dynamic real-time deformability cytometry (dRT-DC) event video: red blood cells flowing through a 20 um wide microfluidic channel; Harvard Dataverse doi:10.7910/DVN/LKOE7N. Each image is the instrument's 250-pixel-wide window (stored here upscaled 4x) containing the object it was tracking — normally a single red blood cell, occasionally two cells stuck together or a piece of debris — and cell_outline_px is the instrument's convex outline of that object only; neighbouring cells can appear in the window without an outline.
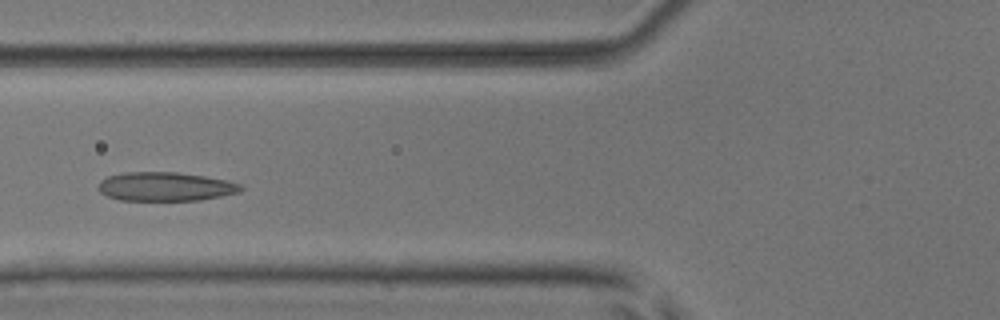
{"species": "common noctule bat (a hibernating species)", "species_latin": "Nyctalus noctula", "temperature_condition": "room temperature", "stored_images_in_passage": 5, "camera_frame_rate_fps": 3000, "um_per_image_px": 0.085, "animal": {"sex": "male", "body_mass_g": 17.9, "forearm_length_mm": 54.2}, "frame": {"image": 1, "passage_image": 4, "time_ms": 3.667, "image_size_px": [1000, 320], "cell_outline_px": [[244, 188], [240, 192], [200, 200], [120, 200], [108, 196], [100, 192], [96, 188], [100, 180], [108, 176], [124, 172], [176, 172], [204, 176], [244, 184]], "centroid_in_image_um": [14.05, 15.85], "position_along_channel_um": 111.8, "area_um2": 24.04}}
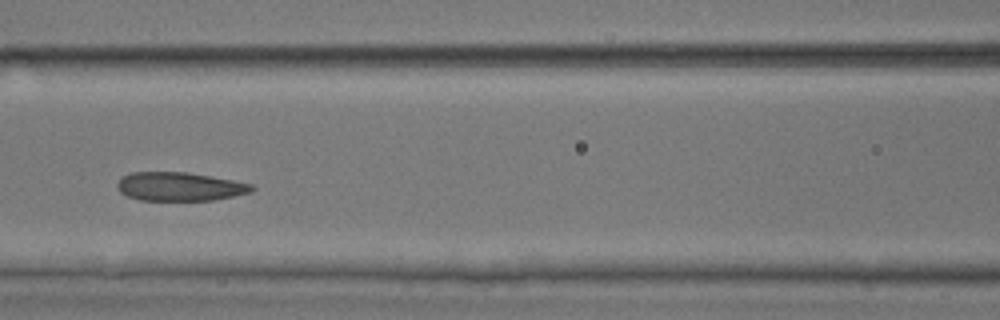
{"frame": {"image": 2, "passage_image": 5, "time_ms": 4.667, "image_size_px": [1000, 320], "cell_outline_px": [[256, 188], [252, 192], [212, 200], [140, 200], [128, 196], [120, 192], [116, 184], [124, 176], [132, 172], [188, 172], [232, 180], [252, 184]], "centroid_in_image_um": [15.29, 15.85], "position_along_channel_um": 151.3, "area_um2": 22.31}}